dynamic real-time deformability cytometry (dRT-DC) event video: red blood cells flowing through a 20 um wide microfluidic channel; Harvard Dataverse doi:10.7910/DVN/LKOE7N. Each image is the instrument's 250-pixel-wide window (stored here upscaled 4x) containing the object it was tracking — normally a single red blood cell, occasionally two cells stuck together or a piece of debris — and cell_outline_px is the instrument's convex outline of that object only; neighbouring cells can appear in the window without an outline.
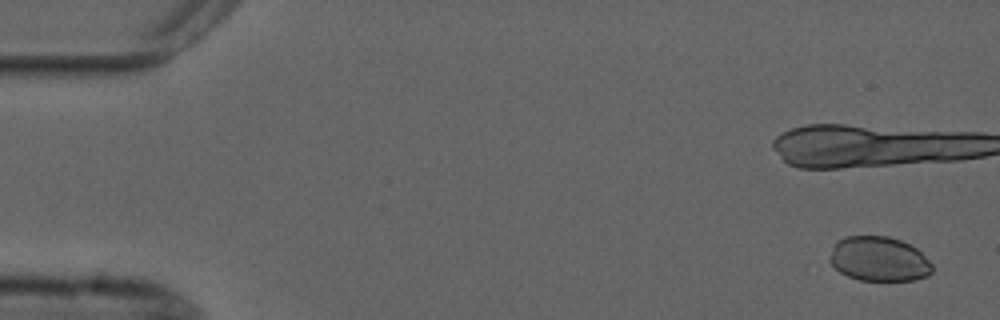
{"species": "common noctule bat (a hibernating species)", "species_latin": "Nyctalus noctula", "temperature_condition": "cold", "stored_images_in_passage": 6, "camera_frame_rate_fps": 3000, "um_per_image_px": 0.085, "animal": {"sex": "male", "forearm_length_mm": 52.5}, "frame": {"image": 1, "passage_image": 1, "time_ms": 0.0, "image_size_px": [1000, 320], "cell_outline_px": [[932, 272], [928, 276], [916, 280], [860, 280], [848, 276], [840, 272], [828, 260], [828, 256], [836, 240], [844, 236], [888, 236], [900, 240], [916, 248], [932, 264]], "centroid_in_image_um": [74.68, 22.01], "position_along_channel_um": 10.3, "area_um2": 26.76}}
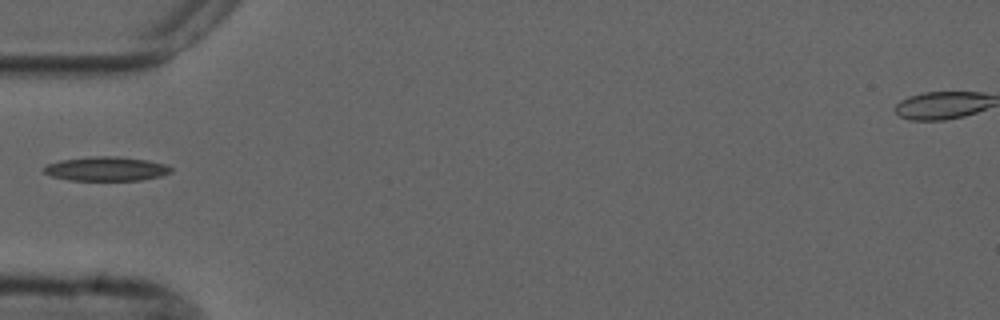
{"frame": {"image": 2, "passage_image": 5, "time_ms": 6.333, "image_size_px": [1000, 320], "cell_outline_px": [[172, 172], [160, 176], [140, 180], [68, 180], [52, 176], [44, 172], [44, 168], [48, 164], [60, 160], [88, 156], [116, 156], [148, 160], [164, 164], [172, 168]], "centroid_in_image_um": [9.03, 14.34], "position_along_channel_um": 76.0, "area_um2": 17.86}}
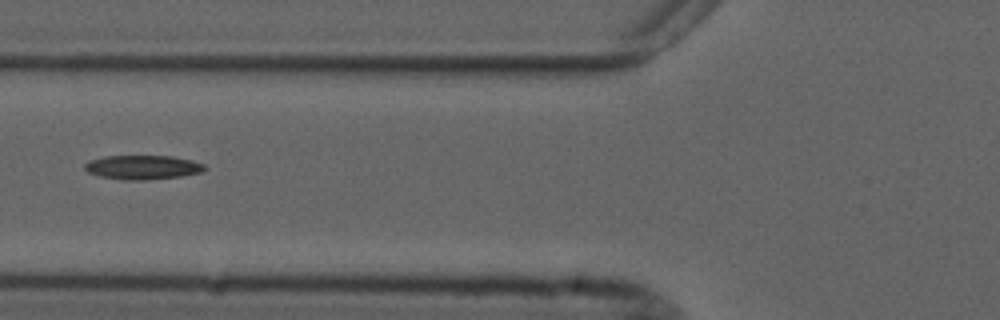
{"frame": {"image": 3, "passage_image": 6, "time_ms": 7.333, "image_size_px": [1000, 320], "cell_outline_px": [[208, 168], [204, 172], [184, 176], [140, 180], [124, 180], [100, 176], [88, 172], [84, 168], [84, 164], [88, 160], [104, 156], [172, 156], [192, 160], [204, 164]], "centroid_in_image_um": [12.16, 14.21], "position_along_channel_um": 113.6, "area_um2": 17.05}}